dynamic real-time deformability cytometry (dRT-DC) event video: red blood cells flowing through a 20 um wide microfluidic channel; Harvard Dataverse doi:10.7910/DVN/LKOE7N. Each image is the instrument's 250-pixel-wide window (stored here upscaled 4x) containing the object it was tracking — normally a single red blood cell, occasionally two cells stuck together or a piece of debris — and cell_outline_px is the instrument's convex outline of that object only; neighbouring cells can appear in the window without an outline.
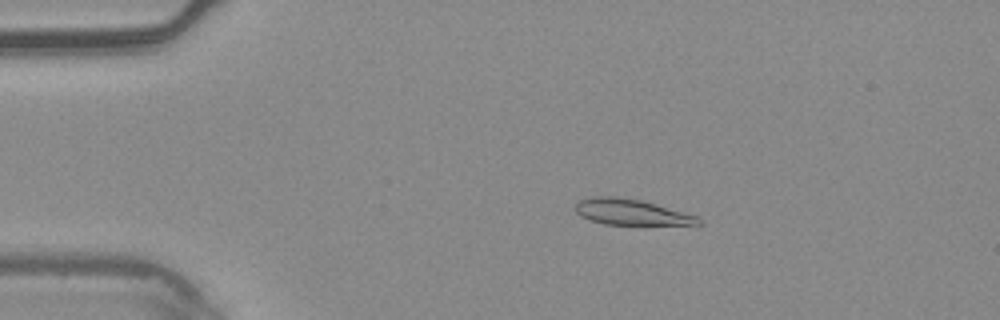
{"species": "common noctule bat (a hibernating species)", "species_latin": "Nyctalus noctula", "temperature_condition": "warm", "stored_images_in_passage": 5, "camera_frame_rate_fps": 3000, "um_per_image_px": 0.085, "animal": {"sex": "male", "body_mass_g": 20.4}, "frame": {"image": 1, "passage_image": 3, "time_ms": 0.667, "image_size_px": [1000, 320], "cell_outline_px": [[704, 224], [604, 224], [580, 216], [576, 212], [576, 204], [580, 200], [592, 196], [616, 196], [640, 200], [656, 204], [684, 212], [696, 216], [704, 220]], "centroid_in_image_um": [53.65, 18.02], "position_along_channel_um": 31.3, "area_um2": 18.26}}
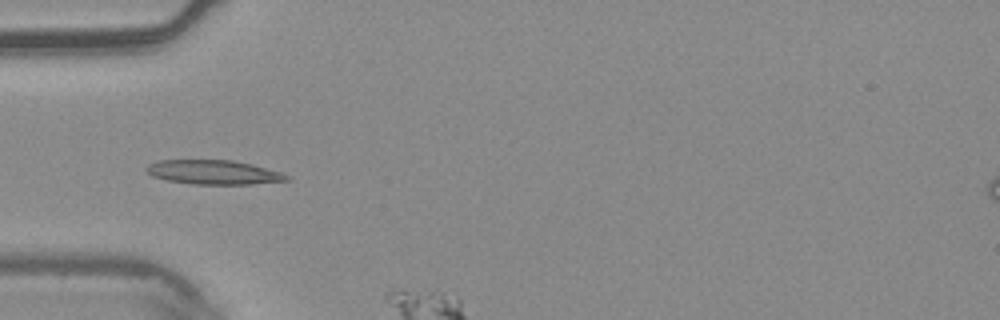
{"frame": {"image": 2, "passage_image": 4, "time_ms": 1.0, "image_size_px": [1000, 320], "cell_outline_px": [[292, 180], [252, 184], [192, 184], [168, 180], [152, 176], [144, 168], [148, 164], [156, 160], [232, 160], [252, 164], [280, 172], [292, 176]], "centroid_in_image_um": [18.18, 14.64], "position_along_channel_um": 66.8, "area_um2": 19.94}}